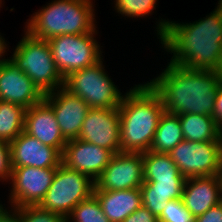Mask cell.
Returning a JSON list of instances; mask_svg holds the SVG:
<instances>
[{"instance_id":"1","label":"cell","mask_w":222,"mask_h":222,"mask_svg":"<svg viewBox=\"0 0 222 222\" xmlns=\"http://www.w3.org/2000/svg\"><path fill=\"white\" fill-rule=\"evenodd\" d=\"M155 32L161 48L173 55L169 63L193 70L222 72V7L198 21L158 19Z\"/></svg>"},{"instance_id":"2","label":"cell","mask_w":222,"mask_h":222,"mask_svg":"<svg viewBox=\"0 0 222 222\" xmlns=\"http://www.w3.org/2000/svg\"><path fill=\"white\" fill-rule=\"evenodd\" d=\"M155 78L147 81L159 95L166 112L176 115L212 116L221 71L193 70L169 63Z\"/></svg>"},{"instance_id":"3","label":"cell","mask_w":222,"mask_h":222,"mask_svg":"<svg viewBox=\"0 0 222 222\" xmlns=\"http://www.w3.org/2000/svg\"><path fill=\"white\" fill-rule=\"evenodd\" d=\"M118 108L121 152L149 151L165 111L159 95L147 82L134 84L126 91Z\"/></svg>"},{"instance_id":"4","label":"cell","mask_w":222,"mask_h":222,"mask_svg":"<svg viewBox=\"0 0 222 222\" xmlns=\"http://www.w3.org/2000/svg\"><path fill=\"white\" fill-rule=\"evenodd\" d=\"M93 4V0H53L28 18L24 30L42 40L94 32L97 21Z\"/></svg>"},{"instance_id":"5","label":"cell","mask_w":222,"mask_h":222,"mask_svg":"<svg viewBox=\"0 0 222 222\" xmlns=\"http://www.w3.org/2000/svg\"><path fill=\"white\" fill-rule=\"evenodd\" d=\"M9 59L24 72L45 95L63 87L64 78L58 71L47 40L32 37L24 30Z\"/></svg>"},{"instance_id":"6","label":"cell","mask_w":222,"mask_h":222,"mask_svg":"<svg viewBox=\"0 0 222 222\" xmlns=\"http://www.w3.org/2000/svg\"><path fill=\"white\" fill-rule=\"evenodd\" d=\"M105 69L103 58L95 65L64 77L63 88L94 109L118 108L124 94Z\"/></svg>"},{"instance_id":"7","label":"cell","mask_w":222,"mask_h":222,"mask_svg":"<svg viewBox=\"0 0 222 222\" xmlns=\"http://www.w3.org/2000/svg\"><path fill=\"white\" fill-rule=\"evenodd\" d=\"M94 186L89 176L61 163L39 206L66 218L81 201L93 194Z\"/></svg>"},{"instance_id":"8","label":"cell","mask_w":222,"mask_h":222,"mask_svg":"<svg viewBox=\"0 0 222 222\" xmlns=\"http://www.w3.org/2000/svg\"><path fill=\"white\" fill-rule=\"evenodd\" d=\"M98 30L81 35H60L47 40L52 57L61 75L95 65L104 56L102 46L96 40Z\"/></svg>"},{"instance_id":"9","label":"cell","mask_w":222,"mask_h":222,"mask_svg":"<svg viewBox=\"0 0 222 222\" xmlns=\"http://www.w3.org/2000/svg\"><path fill=\"white\" fill-rule=\"evenodd\" d=\"M169 155L185 178L219 175L222 171L221 141L182 140Z\"/></svg>"},{"instance_id":"10","label":"cell","mask_w":222,"mask_h":222,"mask_svg":"<svg viewBox=\"0 0 222 222\" xmlns=\"http://www.w3.org/2000/svg\"><path fill=\"white\" fill-rule=\"evenodd\" d=\"M57 168L13 167L9 205L15 208L39 205L52 184Z\"/></svg>"},{"instance_id":"11","label":"cell","mask_w":222,"mask_h":222,"mask_svg":"<svg viewBox=\"0 0 222 222\" xmlns=\"http://www.w3.org/2000/svg\"><path fill=\"white\" fill-rule=\"evenodd\" d=\"M93 191L140 188L143 180V153L119 152L94 181Z\"/></svg>"},{"instance_id":"12","label":"cell","mask_w":222,"mask_h":222,"mask_svg":"<svg viewBox=\"0 0 222 222\" xmlns=\"http://www.w3.org/2000/svg\"><path fill=\"white\" fill-rule=\"evenodd\" d=\"M78 139L106 148L113 154L121 152L119 108H91L82 124Z\"/></svg>"},{"instance_id":"13","label":"cell","mask_w":222,"mask_h":222,"mask_svg":"<svg viewBox=\"0 0 222 222\" xmlns=\"http://www.w3.org/2000/svg\"><path fill=\"white\" fill-rule=\"evenodd\" d=\"M44 100L53 108L63 137L77 139L88 111L91 109L82 98L58 88L45 94Z\"/></svg>"},{"instance_id":"14","label":"cell","mask_w":222,"mask_h":222,"mask_svg":"<svg viewBox=\"0 0 222 222\" xmlns=\"http://www.w3.org/2000/svg\"><path fill=\"white\" fill-rule=\"evenodd\" d=\"M113 155L106 148L77 138L67 141L62 153V164L95 181L109 164Z\"/></svg>"},{"instance_id":"15","label":"cell","mask_w":222,"mask_h":222,"mask_svg":"<svg viewBox=\"0 0 222 222\" xmlns=\"http://www.w3.org/2000/svg\"><path fill=\"white\" fill-rule=\"evenodd\" d=\"M33 81L7 57L0 64V101L15 103L25 109L44 99Z\"/></svg>"},{"instance_id":"16","label":"cell","mask_w":222,"mask_h":222,"mask_svg":"<svg viewBox=\"0 0 222 222\" xmlns=\"http://www.w3.org/2000/svg\"><path fill=\"white\" fill-rule=\"evenodd\" d=\"M12 167L57 168L62 153L23 131L9 143Z\"/></svg>"},{"instance_id":"17","label":"cell","mask_w":222,"mask_h":222,"mask_svg":"<svg viewBox=\"0 0 222 222\" xmlns=\"http://www.w3.org/2000/svg\"><path fill=\"white\" fill-rule=\"evenodd\" d=\"M24 131L63 153L67 140L61 133L53 108L44 99L26 109Z\"/></svg>"},{"instance_id":"18","label":"cell","mask_w":222,"mask_h":222,"mask_svg":"<svg viewBox=\"0 0 222 222\" xmlns=\"http://www.w3.org/2000/svg\"><path fill=\"white\" fill-rule=\"evenodd\" d=\"M182 200L185 208L197 217L222 201L220 175L185 179Z\"/></svg>"},{"instance_id":"19","label":"cell","mask_w":222,"mask_h":222,"mask_svg":"<svg viewBox=\"0 0 222 222\" xmlns=\"http://www.w3.org/2000/svg\"><path fill=\"white\" fill-rule=\"evenodd\" d=\"M110 222H123L142 206L140 188L115 191H93Z\"/></svg>"},{"instance_id":"20","label":"cell","mask_w":222,"mask_h":222,"mask_svg":"<svg viewBox=\"0 0 222 222\" xmlns=\"http://www.w3.org/2000/svg\"><path fill=\"white\" fill-rule=\"evenodd\" d=\"M185 179L144 181L140 187L142 205L158 217L168 201L182 198Z\"/></svg>"},{"instance_id":"21","label":"cell","mask_w":222,"mask_h":222,"mask_svg":"<svg viewBox=\"0 0 222 222\" xmlns=\"http://www.w3.org/2000/svg\"><path fill=\"white\" fill-rule=\"evenodd\" d=\"M183 138L187 141H220L219 126L212 116L202 114L179 115Z\"/></svg>"},{"instance_id":"22","label":"cell","mask_w":222,"mask_h":222,"mask_svg":"<svg viewBox=\"0 0 222 222\" xmlns=\"http://www.w3.org/2000/svg\"><path fill=\"white\" fill-rule=\"evenodd\" d=\"M182 140L184 138L179 115L164 111L160 117L149 151L170 153Z\"/></svg>"},{"instance_id":"23","label":"cell","mask_w":222,"mask_h":222,"mask_svg":"<svg viewBox=\"0 0 222 222\" xmlns=\"http://www.w3.org/2000/svg\"><path fill=\"white\" fill-rule=\"evenodd\" d=\"M186 179L178 170L169 153H143V180Z\"/></svg>"},{"instance_id":"24","label":"cell","mask_w":222,"mask_h":222,"mask_svg":"<svg viewBox=\"0 0 222 222\" xmlns=\"http://www.w3.org/2000/svg\"><path fill=\"white\" fill-rule=\"evenodd\" d=\"M25 111L21 105L0 101V140L10 143L24 131Z\"/></svg>"},{"instance_id":"25","label":"cell","mask_w":222,"mask_h":222,"mask_svg":"<svg viewBox=\"0 0 222 222\" xmlns=\"http://www.w3.org/2000/svg\"><path fill=\"white\" fill-rule=\"evenodd\" d=\"M66 222H110L104 215L97 197L92 194L81 201L66 217Z\"/></svg>"},{"instance_id":"26","label":"cell","mask_w":222,"mask_h":222,"mask_svg":"<svg viewBox=\"0 0 222 222\" xmlns=\"http://www.w3.org/2000/svg\"><path fill=\"white\" fill-rule=\"evenodd\" d=\"M159 0H114V11L126 18H145L154 13Z\"/></svg>"},{"instance_id":"27","label":"cell","mask_w":222,"mask_h":222,"mask_svg":"<svg viewBox=\"0 0 222 222\" xmlns=\"http://www.w3.org/2000/svg\"><path fill=\"white\" fill-rule=\"evenodd\" d=\"M20 222H66V218L39 205L18 207Z\"/></svg>"},{"instance_id":"28","label":"cell","mask_w":222,"mask_h":222,"mask_svg":"<svg viewBox=\"0 0 222 222\" xmlns=\"http://www.w3.org/2000/svg\"><path fill=\"white\" fill-rule=\"evenodd\" d=\"M157 218L158 222H195V217L185 208L182 198L168 201Z\"/></svg>"},{"instance_id":"29","label":"cell","mask_w":222,"mask_h":222,"mask_svg":"<svg viewBox=\"0 0 222 222\" xmlns=\"http://www.w3.org/2000/svg\"><path fill=\"white\" fill-rule=\"evenodd\" d=\"M12 170L10 145L8 142L0 140V182L10 183Z\"/></svg>"},{"instance_id":"30","label":"cell","mask_w":222,"mask_h":222,"mask_svg":"<svg viewBox=\"0 0 222 222\" xmlns=\"http://www.w3.org/2000/svg\"><path fill=\"white\" fill-rule=\"evenodd\" d=\"M123 222H158V218L142 205Z\"/></svg>"},{"instance_id":"31","label":"cell","mask_w":222,"mask_h":222,"mask_svg":"<svg viewBox=\"0 0 222 222\" xmlns=\"http://www.w3.org/2000/svg\"><path fill=\"white\" fill-rule=\"evenodd\" d=\"M195 222H222V201L204 214L195 217Z\"/></svg>"},{"instance_id":"32","label":"cell","mask_w":222,"mask_h":222,"mask_svg":"<svg viewBox=\"0 0 222 222\" xmlns=\"http://www.w3.org/2000/svg\"><path fill=\"white\" fill-rule=\"evenodd\" d=\"M212 117L218 126L222 124V83L218 86L217 89Z\"/></svg>"},{"instance_id":"33","label":"cell","mask_w":222,"mask_h":222,"mask_svg":"<svg viewBox=\"0 0 222 222\" xmlns=\"http://www.w3.org/2000/svg\"><path fill=\"white\" fill-rule=\"evenodd\" d=\"M9 207L10 210H9ZM8 209L4 206L0 209V222H20L18 208L9 206Z\"/></svg>"},{"instance_id":"34","label":"cell","mask_w":222,"mask_h":222,"mask_svg":"<svg viewBox=\"0 0 222 222\" xmlns=\"http://www.w3.org/2000/svg\"><path fill=\"white\" fill-rule=\"evenodd\" d=\"M6 42L7 40H5V38L0 33V64L7 60L5 54H7V51L9 50V44Z\"/></svg>"},{"instance_id":"35","label":"cell","mask_w":222,"mask_h":222,"mask_svg":"<svg viewBox=\"0 0 222 222\" xmlns=\"http://www.w3.org/2000/svg\"><path fill=\"white\" fill-rule=\"evenodd\" d=\"M219 139L222 143V124L219 126Z\"/></svg>"},{"instance_id":"36","label":"cell","mask_w":222,"mask_h":222,"mask_svg":"<svg viewBox=\"0 0 222 222\" xmlns=\"http://www.w3.org/2000/svg\"><path fill=\"white\" fill-rule=\"evenodd\" d=\"M2 2H3V1H2V0H0V8H1V7H2V5H3V4H2Z\"/></svg>"},{"instance_id":"37","label":"cell","mask_w":222,"mask_h":222,"mask_svg":"<svg viewBox=\"0 0 222 222\" xmlns=\"http://www.w3.org/2000/svg\"><path fill=\"white\" fill-rule=\"evenodd\" d=\"M4 206V204L2 205L1 201H0V209Z\"/></svg>"},{"instance_id":"38","label":"cell","mask_w":222,"mask_h":222,"mask_svg":"<svg viewBox=\"0 0 222 222\" xmlns=\"http://www.w3.org/2000/svg\"><path fill=\"white\" fill-rule=\"evenodd\" d=\"M219 175H220V177H221V181H222V171L220 172V174H219Z\"/></svg>"}]
</instances>
